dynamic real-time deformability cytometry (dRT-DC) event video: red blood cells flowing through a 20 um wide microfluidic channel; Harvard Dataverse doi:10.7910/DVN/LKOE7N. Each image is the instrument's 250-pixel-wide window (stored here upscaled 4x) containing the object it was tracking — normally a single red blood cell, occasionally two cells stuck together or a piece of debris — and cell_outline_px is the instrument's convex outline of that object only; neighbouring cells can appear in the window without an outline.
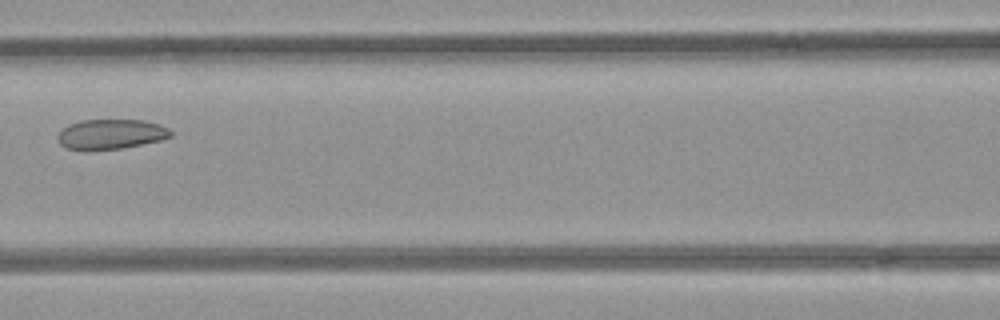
{"species": "common noctule bat (a hibernating species)", "species_latin": "Nyctalus noctula", "temperature_condition": "room temperature", "stored_images_in_passage": 3, "camera_frame_rate_fps": 3000, "um_per_image_px": 0.085, "animal": {"sex": "female", "body_mass_g": 21.9}, "frame": {"image": 1, "passage_image": 3, "time_ms": 0.667, "image_size_px": [1000, 320], "cell_outline_px": [[172, 136], [160, 140], [120, 148], [64, 148], [60, 144], [56, 136], [68, 124], [80, 120], [144, 120], [168, 128], [172, 132]], "centroid_in_image_um": [9.42, 11.37], "position_along_channel_um": 157.2, "area_um2": 19.13}}